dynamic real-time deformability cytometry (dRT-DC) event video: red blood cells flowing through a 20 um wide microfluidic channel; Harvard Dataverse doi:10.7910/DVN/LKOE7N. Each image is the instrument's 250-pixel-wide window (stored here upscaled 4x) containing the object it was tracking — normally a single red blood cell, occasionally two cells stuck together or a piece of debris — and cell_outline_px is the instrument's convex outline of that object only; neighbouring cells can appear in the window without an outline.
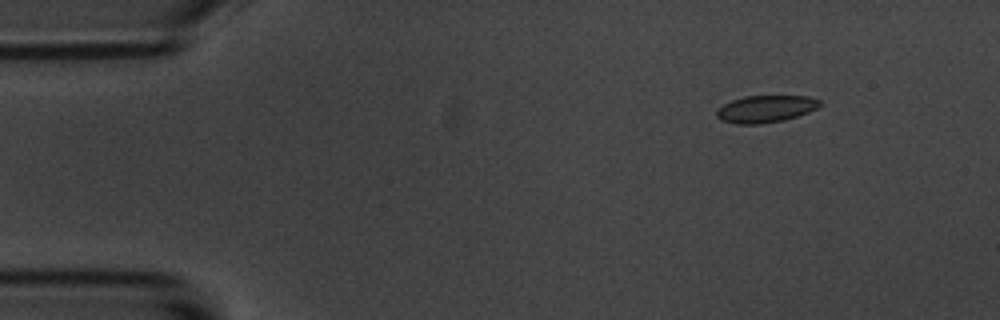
{"species": "common noctule bat (a hibernating species)", "species_latin": "Nyctalus noctula", "temperature_condition": "room temperature", "stored_images_in_passage": 5, "camera_frame_rate_fps": 3000, "um_per_image_px": 0.085, "animal": {"sex": "male", "body_mass_g": 20.1, "forearm_length_mm": 53.5}, "frame": {"image": 1, "passage_image": 2, "time_ms": 1.0, "image_size_px": [1000, 320], "cell_outline_px": [[820, 104], [816, 108], [808, 112], [784, 120], [760, 124], [736, 124], [720, 120], [716, 116], [716, 112], [724, 104], [732, 100], [744, 96], [808, 96], [820, 100]], "centroid_in_image_um": [65.06, 9.26], "position_along_channel_um": 19.9, "area_um2": 16.18}}
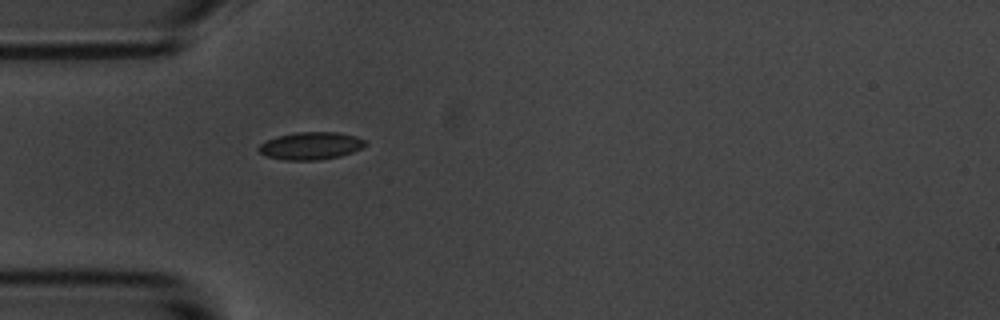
{"frame": {"image": 2, "passage_image": 5, "time_ms": 4.333, "image_size_px": [1000, 320], "cell_outline_px": [[368, 144], [352, 152], [340, 156], [316, 160], [284, 160], [268, 156], [260, 152], [256, 148], [260, 144], [276, 136], [296, 132], [336, 132], [356, 136], [368, 140]], "centroid_in_image_um": [26.44, 12.38], "position_along_channel_um": 58.6, "area_um2": 17.11}}